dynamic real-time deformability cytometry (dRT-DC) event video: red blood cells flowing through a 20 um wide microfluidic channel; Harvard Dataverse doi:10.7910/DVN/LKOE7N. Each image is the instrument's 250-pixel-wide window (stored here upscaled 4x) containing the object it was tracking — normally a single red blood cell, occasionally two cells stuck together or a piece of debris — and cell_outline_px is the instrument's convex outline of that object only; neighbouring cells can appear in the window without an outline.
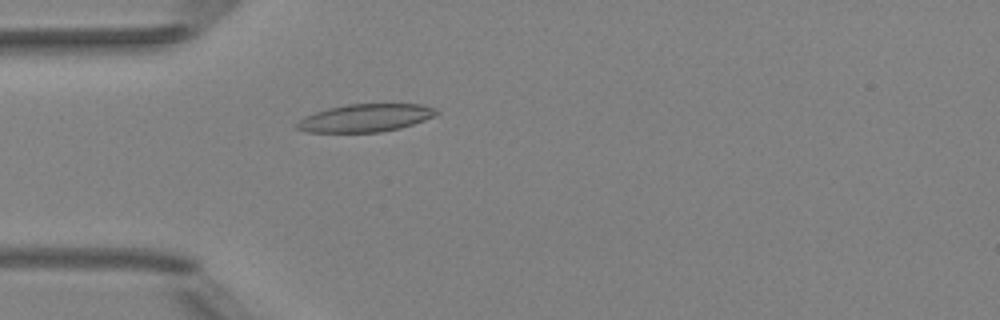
{"species": "Egyptian fruit bat (a non-hibernating species)", "species_latin": "Rousettus aegyptiacus", "temperature_condition": "room temperature", "stored_images_in_passage": 5, "camera_frame_rate_fps": 3000, "um_per_image_px": 0.085, "animal": {"sex": "female"}, "frame": {"image": 1, "passage_image": 5, "time_ms": 4.667, "image_size_px": [1000, 320], "cell_outline_px": [[440, 112], [436, 116], [400, 128], [380, 132], [308, 132], [296, 128], [296, 124], [304, 116], [328, 108], [348, 104], [424, 104], [436, 108]], "centroid_in_image_um": [31.1, 10.02], "position_along_channel_um": 53.9, "area_um2": 22.6}}